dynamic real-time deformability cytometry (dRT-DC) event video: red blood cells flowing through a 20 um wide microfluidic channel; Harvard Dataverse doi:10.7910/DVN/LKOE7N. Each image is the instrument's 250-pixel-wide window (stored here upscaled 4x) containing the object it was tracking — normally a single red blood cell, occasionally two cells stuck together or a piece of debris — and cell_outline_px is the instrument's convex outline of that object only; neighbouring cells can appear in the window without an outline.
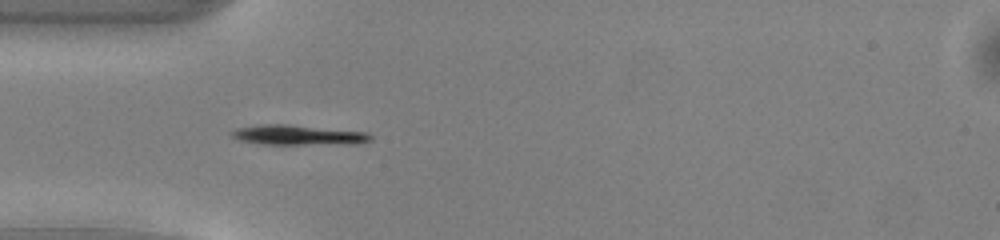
{"species": "common noctule bat (a hibernating species)", "species_latin": "Nyctalus noctula", "temperature_condition": "warm", "stored_images_in_passage": 19, "camera_frame_rate_fps": 3000, "um_per_image_px": 0.085, "animal": {"sex": "male", "body_mass_g": 13.0, "forearm_length_mm": 53.1}, "frame": {"image": 1, "passage_image": 1, "time_ms": 0.0, "image_size_px": [1000, 240], "cell_outline_px": [[372, 140], [360, 144], [264, 144], [240, 140], [232, 136], [228, 132], [236, 128], [260, 124], [288, 124], [368, 132], [372, 136]], "centroid_in_image_um": [25.38, 11.47], "position_along_channel_um": 59.6, "area_um2": 16.36}}
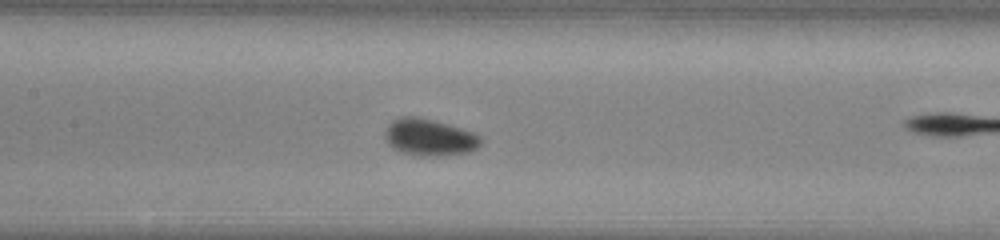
{"frame": {"image": 2, "passage_image": 6, "time_ms": 1.667, "image_size_px": [1000, 240], "cell_outline_px": [[484, 140], [472, 152], [440, 156], [424, 156], [400, 152], [392, 148], [388, 144], [384, 136], [384, 132], [388, 124], [392, 120], [400, 116], [416, 116], [432, 120], [460, 128], [472, 132], [480, 136]], "centroid_in_image_um": [36.48, 11.68], "position_along_channel_um": 170.9, "area_um2": 20.75}}
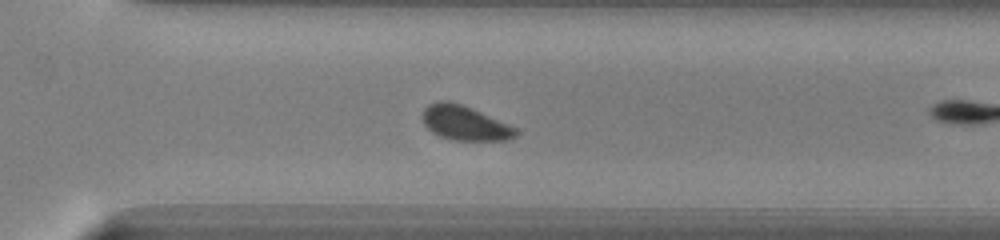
{"frame": {"image": 3, "passage_image": 18, "time_ms": 5.667, "image_size_px": [1000, 240], "cell_outline_px": [[520, 132], [516, 136], [504, 140], [452, 140], [440, 136], [432, 132], [424, 124], [424, 108], [428, 104], [436, 100], [448, 100], [472, 108], [508, 124], [516, 128]], "centroid_in_image_um": [39.5, 10.45], "position_along_channel_um": 331.1, "area_um2": 18.67}}